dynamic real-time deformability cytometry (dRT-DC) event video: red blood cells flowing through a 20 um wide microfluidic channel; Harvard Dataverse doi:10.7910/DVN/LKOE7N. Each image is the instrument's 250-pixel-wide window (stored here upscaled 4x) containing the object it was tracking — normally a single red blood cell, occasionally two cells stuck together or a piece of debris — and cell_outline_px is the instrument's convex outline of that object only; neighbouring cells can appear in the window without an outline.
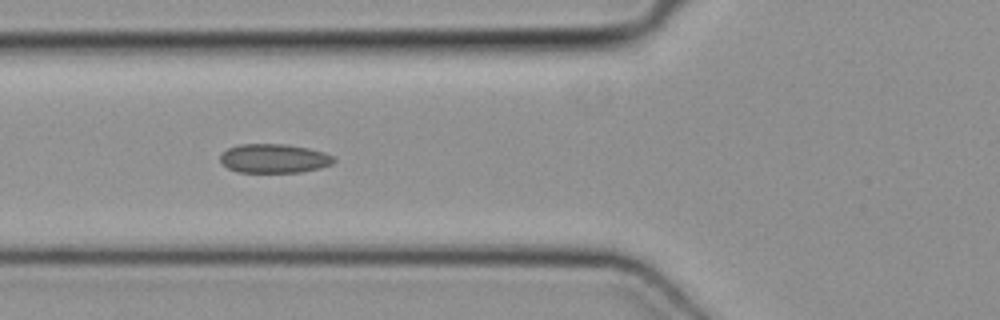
{"species": "common noctule bat (a hibernating species)", "species_latin": "Nyctalus noctula", "temperature_condition": "cold", "stored_images_in_passage": 30, "camera_frame_rate_fps": 3000, "um_per_image_px": 0.085, "animal": {"sex": "female", "body_mass_g": 19.3, "forearm_length_mm": 54.1}, "frame": {"image": 1, "passage_image": 6, "time_ms": 1.667, "image_size_px": [1000, 320], "cell_outline_px": [[336, 160], [332, 164], [320, 168], [300, 172], [236, 172], [228, 168], [220, 160], [220, 156], [228, 148], [240, 144], [288, 144], [308, 148], [324, 152], [332, 156]], "centroid_in_image_um": [23.31, 13.47], "position_along_channel_um": 102.5, "area_um2": 19.19}}
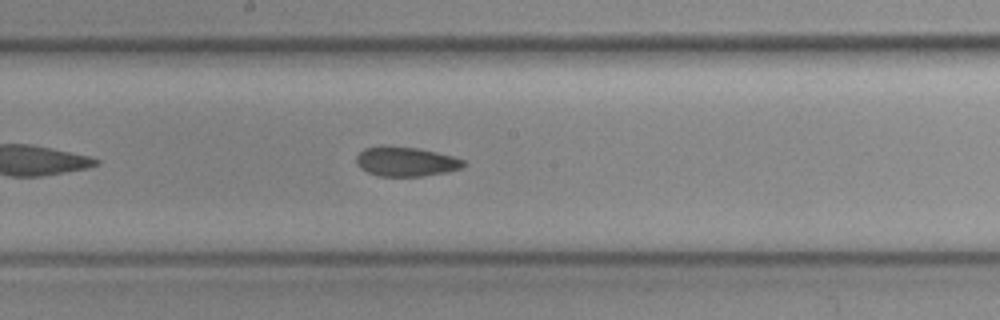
{"frame": {"image": 2, "passage_image": 14, "time_ms": 4.333, "image_size_px": [1000, 320], "cell_outline_px": [[468, 164], [460, 168], [448, 172], [420, 176], [376, 176], [360, 168], [356, 164], [356, 156], [364, 148], [416, 148], [436, 152], [452, 156], [464, 160]], "centroid_in_image_um": [34.53, 13.77], "position_along_channel_um": 213.7, "area_um2": 17.92}}
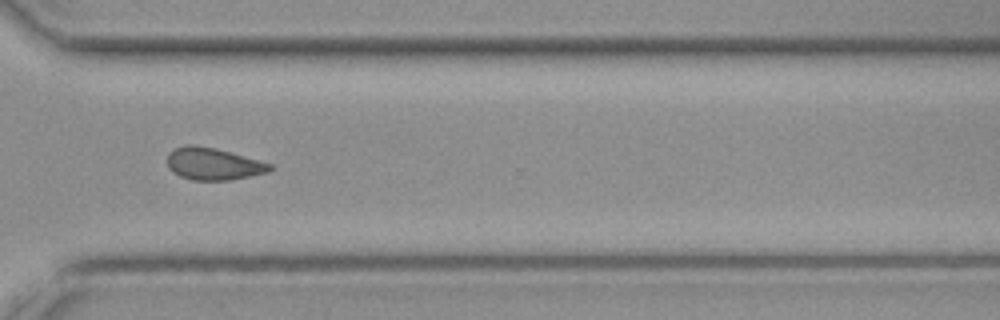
{"frame": {"image": 3, "passage_image": 24, "time_ms": 7.667, "image_size_px": [1000, 320], "cell_outline_px": [[272, 168], [268, 172], [232, 180], [192, 180], [180, 176], [172, 172], [168, 168], [168, 152], [184, 144], [192, 144], [216, 148], [272, 164]], "centroid_in_image_um": [18.1, 13.93], "position_along_channel_um": 352.5, "area_um2": 19.25}}